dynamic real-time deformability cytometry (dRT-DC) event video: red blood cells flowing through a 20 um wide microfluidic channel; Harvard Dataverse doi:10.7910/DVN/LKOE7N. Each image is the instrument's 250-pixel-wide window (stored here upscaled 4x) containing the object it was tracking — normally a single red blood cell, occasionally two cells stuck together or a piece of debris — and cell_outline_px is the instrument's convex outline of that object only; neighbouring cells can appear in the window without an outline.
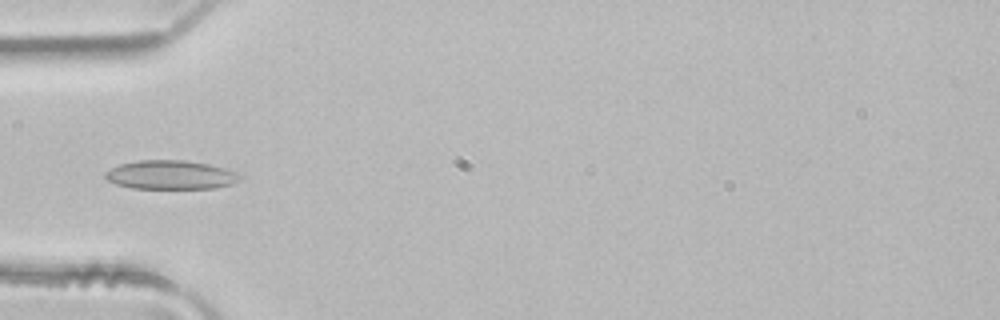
{"species": "common noctule bat (a hibernating species)", "species_latin": "Nyctalus noctula", "temperature_condition": "room temperature", "stored_images_in_passage": 4, "camera_frame_rate_fps": 3000, "um_per_image_px": 0.085, "animal": {"sex": "male", "body_mass_g": 21.5, "forearm_length_mm": 52.0}, "frame": {"image": 1, "passage_image": 4, "time_ms": 1.0, "image_size_px": [1000, 320], "cell_outline_px": [[240, 180], [232, 184], [216, 188], [132, 188], [116, 184], [108, 180], [104, 176], [104, 172], [120, 164], [140, 160], [184, 160], [208, 164], [224, 168], [236, 172], [240, 176]], "centroid_in_image_um": [14.5, 14.86], "position_along_channel_um": 70.5, "area_um2": 22.54}}